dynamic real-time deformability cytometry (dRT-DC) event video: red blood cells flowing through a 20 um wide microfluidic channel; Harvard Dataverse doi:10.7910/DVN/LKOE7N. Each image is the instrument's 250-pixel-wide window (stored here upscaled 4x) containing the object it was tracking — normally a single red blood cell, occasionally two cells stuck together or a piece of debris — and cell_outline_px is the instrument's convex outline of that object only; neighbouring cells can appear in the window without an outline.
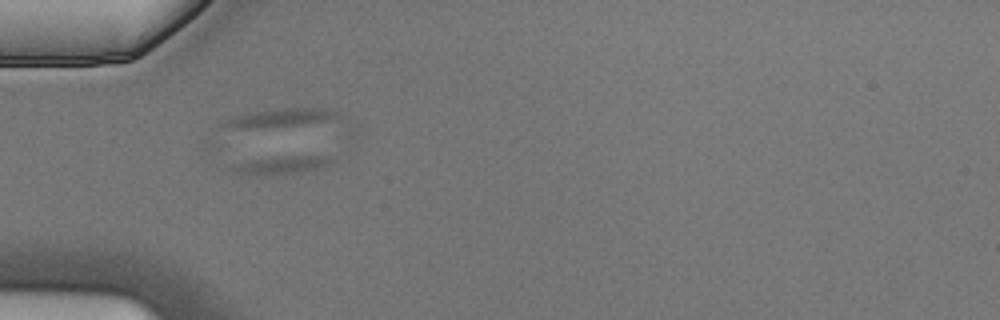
{"species": "Egyptian fruit bat (a non-hibernating species)", "species_latin": "Rousettus aegyptiacus", "temperature_condition": "cold", "stored_images_in_passage": 8, "camera_frame_rate_fps": 3000, "um_per_image_px": 0.085, "animal": {"sex": "male"}, "frame": {"image": 1, "passage_image": 5, "time_ms": 1.333, "image_size_px": [1000, 320], "cell_outline_px": [[336, 160], [324, 168], [284, 176], [248, 176], [232, 172], [228, 168], [236, 164], [256, 160], [284, 156], [336, 156]], "centroid_in_image_um": [24.0, 14.09], "position_along_channel_um": 61.0, "area_um2": 11.16}}